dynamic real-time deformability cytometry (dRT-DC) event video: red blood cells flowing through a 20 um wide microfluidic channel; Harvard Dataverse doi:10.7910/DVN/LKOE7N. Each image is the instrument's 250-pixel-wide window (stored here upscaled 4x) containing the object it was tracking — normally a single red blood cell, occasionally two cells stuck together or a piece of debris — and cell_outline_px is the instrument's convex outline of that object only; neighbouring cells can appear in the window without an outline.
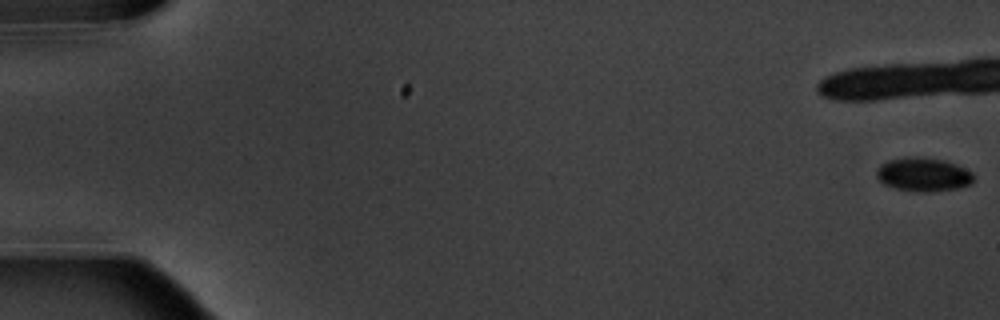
{"species": "common noctule bat (a hibernating species)", "species_latin": "Nyctalus noctula", "temperature_condition": "warm", "stored_images_in_passage": 8, "camera_frame_rate_fps": 3000, "um_per_image_px": 0.085, "animal": {"sex": "male", "body_mass_g": 20.1, "forearm_length_mm": 53.5}, "frame": {"image": 1, "passage_image": 1, "time_ms": 0.0, "image_size_px": [1000, 320], "cell_outline_px": [[976, 176], [972, 184], [960, 188], [932, 192], [916, 192], [896, 188], [884, 184], [876, 176], [876, 168], [880, 164], [888, 160], [904, 156], [924, 156], [948, 160], [972, 172]], "centroid_in_image_um": [78.51, 14.81], "position_along_channel_um": 6.5, "area_um2": 19.77}}